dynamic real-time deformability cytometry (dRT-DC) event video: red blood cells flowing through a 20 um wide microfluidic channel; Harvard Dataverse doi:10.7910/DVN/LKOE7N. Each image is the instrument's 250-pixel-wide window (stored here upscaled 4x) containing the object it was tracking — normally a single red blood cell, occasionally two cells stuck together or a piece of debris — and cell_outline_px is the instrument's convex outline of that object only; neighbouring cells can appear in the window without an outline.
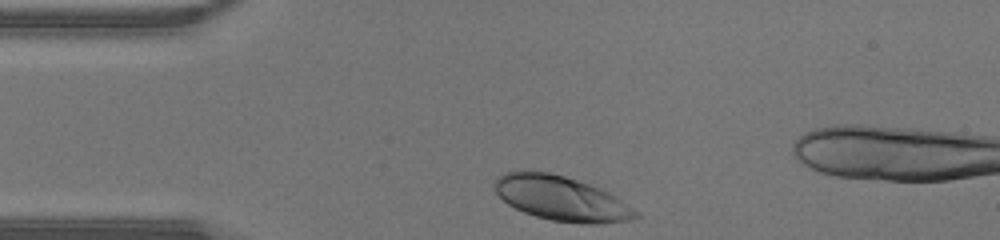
{"species": "human", "species_latin": "Homo sapiens", "temperature_condition": "warm", "stored_images_in_passage": 27, "camera_frame_rate_fps": 3000, "um_per_image_px": 0.085, "donor": {"sex": "male"}, "frame": {"image": 1, "passage_image": 1, "time_ms": 0.0, "image_size_px": [1000, 240], "cell_outline_px": [[640, 216], [632, 220], [600, 224], [580, 224], [552, 220], [536, 216], [524, 212], [508, 204], [492, 188], [492, 184], [496, 176], [504, 172], [516, 168], [548, 172], [564, 176], [588, 184], [608, 192], [616, 196], [640, 212]], "centroid_in_image_um": [47.67, 16.84], "position_along_channel_um": 37.3, "area_um2": 37.28}}
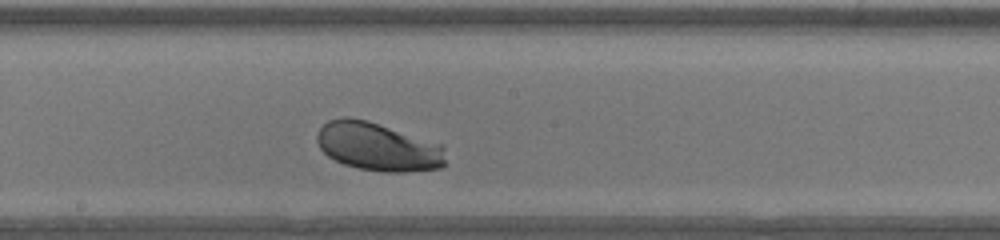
{"frame": {"image": 2, "passage_image": 15, "time_ms": 4.667, "image_size_px": [1000, 240], "cell_outline_px": [[444, 168], [404, 172], [384, 172], [356, 168], [344, 164], [328, 156], [320, 148], [316, 140], [316, 132], [328, 120], [344, 116], [348, 116], [368, 120], [444, 144]], "centroid_in_image_um": [32.13, 12.46], "position_along_channel_um": 216.1, "area_um2": 36.76}}
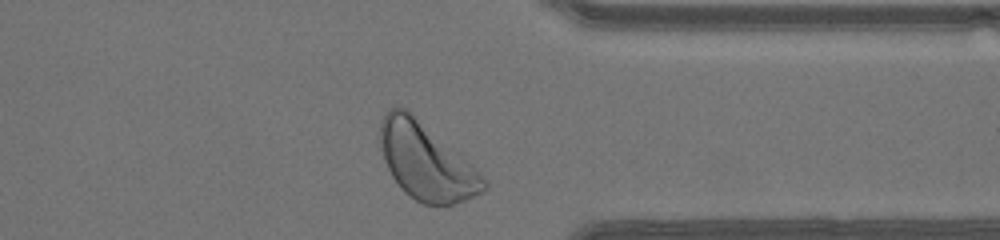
{"frame": {"image": 3, "passage_image": 26, "time_ms": 8.333, "image_size_px": [1000, 240], "cell_outline_px": [[488, 188], [484, 192], [464, 200], [452, 204], [424, 204], [408, 196], [400, 188], [392, 176], [384, 160], [380, 148], [380, 120], [388, 108], [408, 108], [472, 164], [480, 172], [488, 184]], "centroid_in_image_um": [36.21, 13.7], "position_along_channel_um": 375.2, "area_um2": 46.41}}